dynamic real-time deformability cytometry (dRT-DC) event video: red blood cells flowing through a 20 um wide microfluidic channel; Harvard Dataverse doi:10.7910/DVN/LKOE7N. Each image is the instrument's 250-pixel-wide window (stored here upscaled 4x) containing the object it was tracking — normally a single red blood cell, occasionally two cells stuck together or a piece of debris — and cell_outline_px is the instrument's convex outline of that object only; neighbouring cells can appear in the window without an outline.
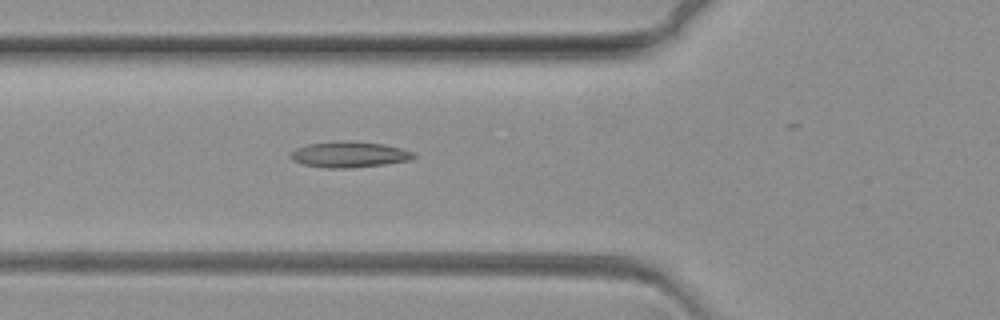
{"species": "common noctule bat (a hibernating species)", "species_latin": "Nyctalus noctula", "temperature_condition": "warm", "stored_images_in_passage": 17, "camera_frame_rate_fps": 3000, "um_per_image_px": 0.085, "animal": {"sex": "female", "body_mass_g": 19.3, "forearm_length_mm": 54.1}, "frame": {"image": 1, "passage_image": 7, "time_ms": 2.0, "image_size_px": [1000, 320], "cell_outline_px": [[416, 156], [412, 160], [384, 164], [352, 168], [324, 168], [304, 164], [292, 160], [288, 156], [288, 152], [296, 148], [308, 144], [348, 140], [352, 140], [384, 144], [400, 148], [412, 152]], "centroid_in_image_um": [29.65, 13.13], "position_along_channel_um": 96.1, "area_um2": 18.73}}
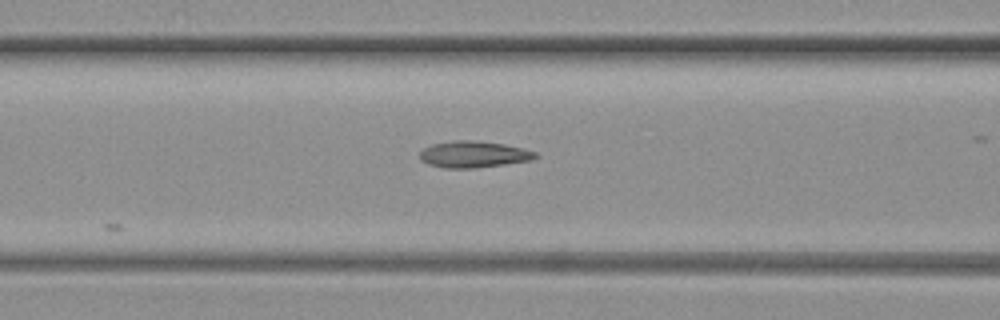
{"frame": {"image": 2, "passage_image": 10, "time_ms": 3.0, "image_size_px": [1000, 320], "cell_outline_px": [[540, 156], [532, 160], [476, 168], [444, 168], [428, 164], [420, 160], [420, 152], [424, 148], [432, 144], [456, 140], [472, 140], [504, 144], [536, 152]], "centroid_in_image_um": [40.25, 13.12], "position_along_channel_um": 126.4, "area_um2": 17.8}}
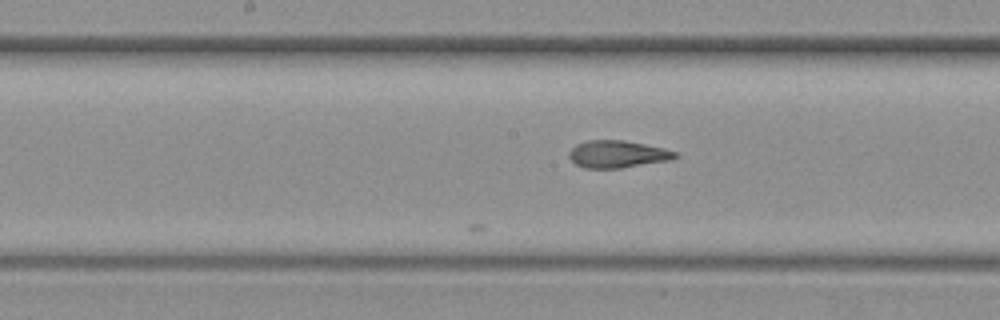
{"frame": {"image": 3, "passage_image": 17, "time_ms": 5.333, "image_size_px": [1000, 320], "cell_outline_px": [[680, 156], [672, 160], [620, 168], [584, 168], [576, 164], [568, 156], [568, 152], [576, 144], [588, 140], [624, 140], [664, 148], [676, 152]], "centroid_in_image_um": [52.5, 13.1], "position_along_channel_um": 195.7, "area_um2": 16.94}}